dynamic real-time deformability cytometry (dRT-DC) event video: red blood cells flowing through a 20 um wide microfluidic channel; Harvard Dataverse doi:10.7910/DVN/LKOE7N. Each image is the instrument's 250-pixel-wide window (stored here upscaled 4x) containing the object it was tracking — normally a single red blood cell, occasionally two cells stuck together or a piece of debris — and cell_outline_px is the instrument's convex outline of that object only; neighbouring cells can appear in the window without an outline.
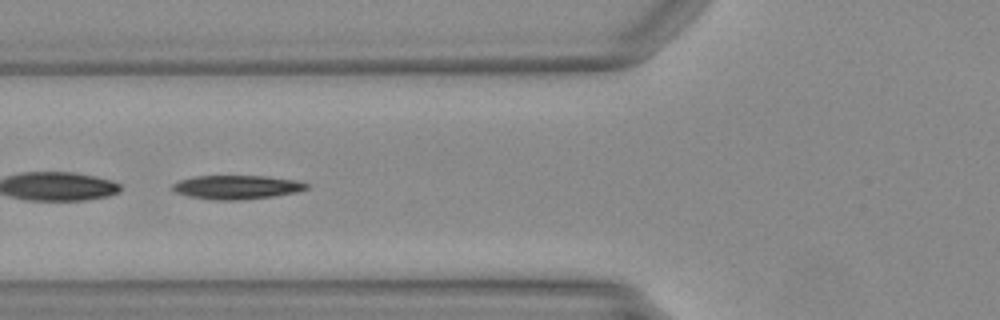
{"species": "Egyptian fruit bat (a non-hibernating species)", "species_latin": "Rousettus aegyptiacus", "temperature_condition": "warm", "stored_images_in_passage": 35, "camera_frame_rate_fps": 3000, "um_per_image_px": 0.085, "animal": {"sex": "female"}, "frame": {"image": 1, "passage_image": 11, "time_ms": 3.333, "image_size_px": [1000, 320], "cell_outline_px": [[308, 188], [296, 192], [272, 196], [240, 200], [216, 200], [188, 196], [176, 192], [172, 188], [172, 184], [180, 180], [196, 176], [264, 176], [296, 180], [308, 184]], "centroid_in_image_um": [20.11, 15.91], "position_along_channel_um": 105.7, "area_um2": 18.44}}